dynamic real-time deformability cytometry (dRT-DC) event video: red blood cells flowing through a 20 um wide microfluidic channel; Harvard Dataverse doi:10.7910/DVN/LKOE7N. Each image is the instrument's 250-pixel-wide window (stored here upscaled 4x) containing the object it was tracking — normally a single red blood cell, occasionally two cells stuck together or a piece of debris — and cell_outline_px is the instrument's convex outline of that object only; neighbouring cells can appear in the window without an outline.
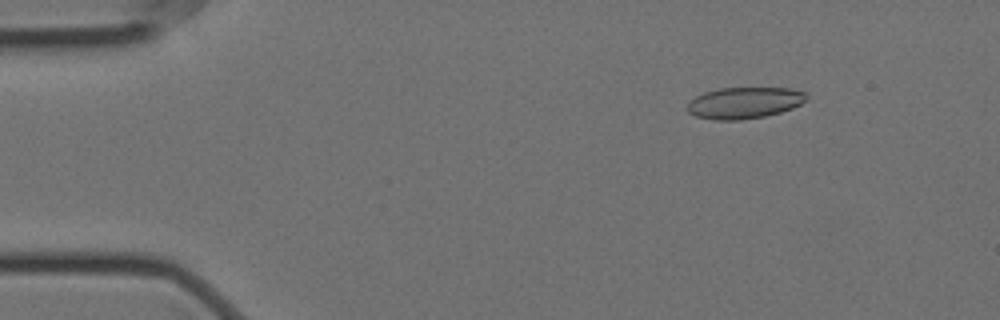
{"species": "Egyptian fruit bat (a non-hibernating species)", "species_latin": "Rousettus aegyptiacus", "temperature_condition": "cold", "stored_images_in_passage": 57, "camera_frame_rate_fps": 3000, "um_per_image_px": 0.085, "animal": {"sex": "female"}, "frame": {"image": 1, "passage_image": 7, "time_ms": 2.0, "image_size_px": [1000, 320], "cell_outline_px": [[808, 92], [804, 100], [800, 104], [792, 108], [780, 112], [764, 116], [740, 120], [712, 120], [696, 116], [688, 112], [684, 108], [696, 96], [704, 92], [720, 88], [792, 88]], "centroid_in_image_um": [63.25, 8.74], "position_along_channel_um": 21.8, "area_um2": 21.85}}
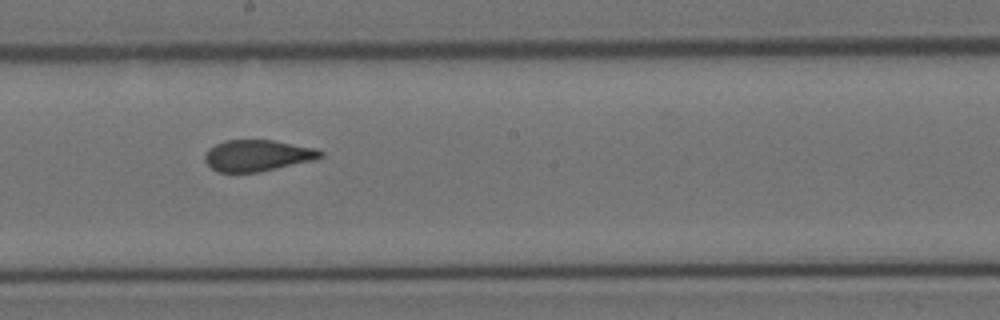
{"frame": {"image": 2, "passage_image": 31, "time_ms": 10.0, "image_size_px": [1000, 320], "cell_outline_px": [[324, 156], [312, 160], [260, 172], [216, 172], [204, 160], [204, 156], [208, 148], [224, 140], [272, 140], [316, 148], [324, 152]], "centroid_in_image_um": [21.87, 13.21], "position_along_channel_um": 226.3, "area_um2": 21.1}}
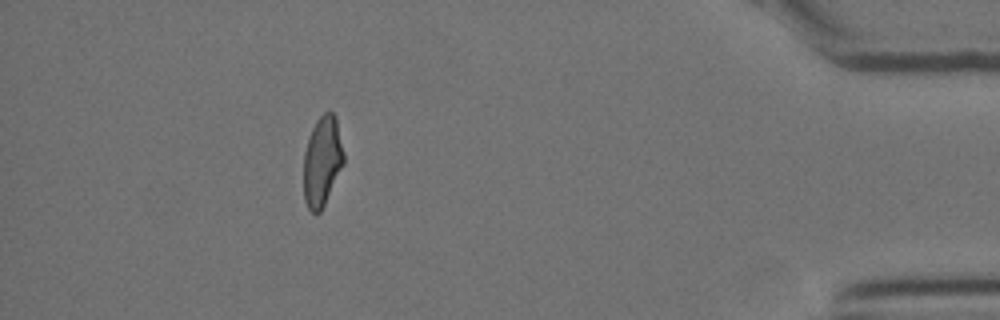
{"frame": {"image": 3, "passage_image": 51, "time_ms": 16.667, "image_size_px": [1000, 320], "cell_outline_px": [[344, 164], [320, 212], [312, 212], [308, 208], [304, 200], [304, 152], [312, 128], [316, 120], [324, 112], [332, 112], [336, 116], [344, 152]], "centroid_in_image_um": [27.4, 13.68], "position_along_channel_um": 407.8, "area_um2": 20.92}, "authors_computed_cell_mechanics": {"area_um2": 21.9062, "velocity_mm_per_s": 3.5247, "shape_relaxation_time_tau1_ms": null, "shape_relaxation_time_tau2_ms": 1.3933, "deformation_change_tau1": null, "deformation_change_tau2": 0.0807}}